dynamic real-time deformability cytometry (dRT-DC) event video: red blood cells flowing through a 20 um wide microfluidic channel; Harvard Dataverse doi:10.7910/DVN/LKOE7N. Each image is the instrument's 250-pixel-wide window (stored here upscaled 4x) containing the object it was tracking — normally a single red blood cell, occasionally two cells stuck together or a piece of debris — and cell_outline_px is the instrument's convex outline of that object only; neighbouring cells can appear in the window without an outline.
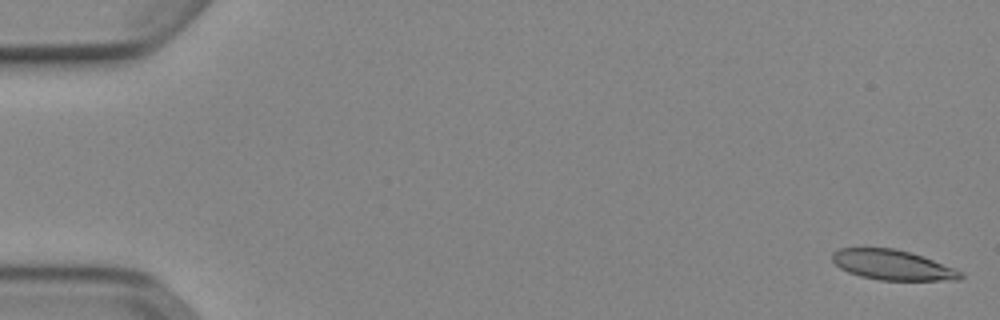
{"species": "Egyptian fruit bat (a non-hibernating species)", "species_latin": "Rousettus aegyptiacus", "temperature_condition": "cold", "stored_images_in_passage": 52, "camera_frame_rate_fps": 3000, "um_per_image_px": 0.085, "animal": {"sex": "female"}, "frame": {"image": 1, "passage_image": 1, "time_ms": 0.0, "image_size_px": [1000, 320], "cell_outline_px": [[964, 276], [960, 280], [880, 280], [860, 276], [848, 272], [840, 268], [832, 260], [832, 252], [840, 248], [896, 248], [912, 252], [924, 256], [956, 268], [964, 272]], "centroid_in_image_um": [75.92, 22.52], "position_along_channel_um": 9.1, "area_um2": 22.77}}
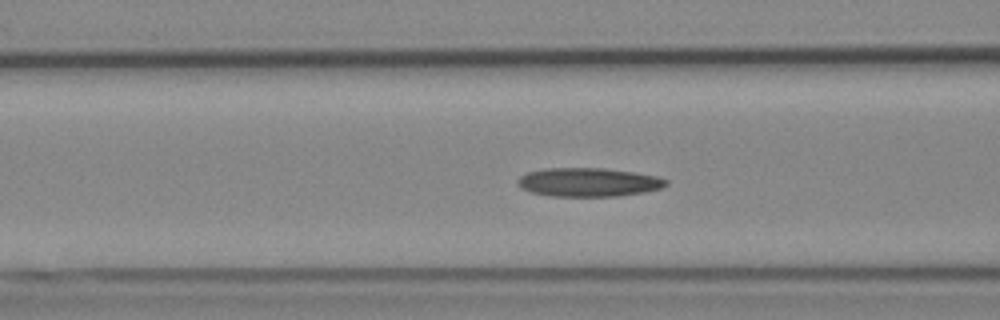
{"frame": {"image": 2, "passage_image": 21, "time_ms": 6.667, "image_size_px": [1000, 320], "cell_outline_px": [[668, 184], [660, 188], [644, 192], [616, 196], [552, 196], [532, 192], [520, 188], [516, 184], [516, 180], [520, 176], [528, 172], [544, 168], [604, 168], [636, 172], [656, 176], [668, 180]], "centroid_in_image_um": [49.99, 15.48], "position_along_channel_um": 116.6, "area_um2": 24.91}}
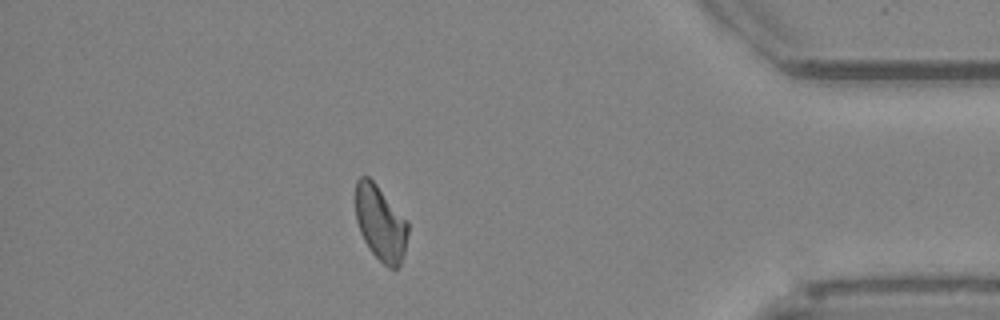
{"frame": {"image": 3, "passage_image": 46, "time_ms": 15.0, "image_size_px": [1000, 320], "cell_outline_px": [[408, 232], [404, 256], [400, 264], [396, 268], [388, 268], [372, 252], [364, 240], [360, 232], [356, 220], [356, 180], [360, 176], [368, 176], [376, 184], [408, 220]], "centroid_in_image_um": [32.36, 18.96], "position_along_channel_um": 402.8, "area_um2": 22.95}, "authors_computed_cell_mechanics": {"area_um2": 23.8714, "velocity_mm_per_s": 3.8832, "shape_relaxation_time_tau1_ms": null, "shape_relaxation_time_tau2_ms": 8.0705, "deformation_change_tau1": null, "deformation_change_tau2": 0.1751}}